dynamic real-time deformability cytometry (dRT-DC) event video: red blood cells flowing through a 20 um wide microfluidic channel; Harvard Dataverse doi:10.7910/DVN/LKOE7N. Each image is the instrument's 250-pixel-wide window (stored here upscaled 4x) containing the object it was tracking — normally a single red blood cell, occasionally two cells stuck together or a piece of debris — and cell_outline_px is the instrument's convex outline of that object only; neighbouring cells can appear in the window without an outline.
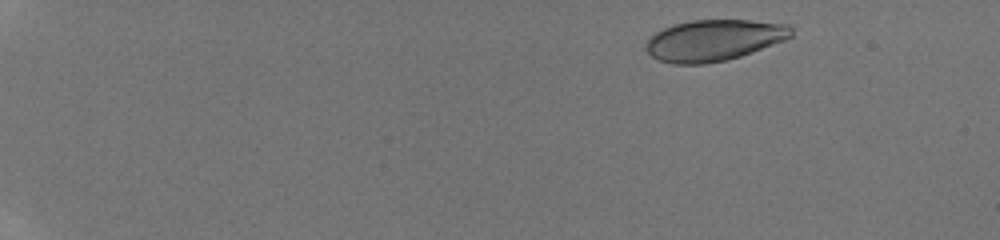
{"species": "human", "species_latin": "Homo sapiens", "temperature_condition": "room temperature", "stored_images_in_passage": 19, "camera_frame_rate_fps": 3000, "um_per_image_px": 0.085, "donor": {"sex": "male"}, "frame": {"image": 1, "passage_image": 4, "time_ms": 1.333, "image_size_px": [1000, 240], "cell_outline_px": [[792, 36], [784, 40], [752, 52], [728, 60], [704, 64], [672, 64], [660, 60], [652, 56], [644, 48], [644, 44], [656, 32], [664, 28], [676, 24], [692, 20], [752, 20], [788, 24], [792, 28]], "centroid_in_image_um": [60.68, 3.42], "position_along_channel_um": 24.3, "area_um2": 34.85}}
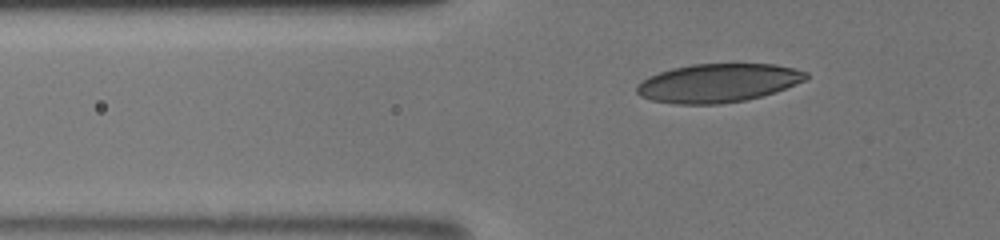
{"frame": {"image": 2, "passage_image": 13, "time_ms": 5.667, "image_size_px": [1000, 240], "cell_outline_px": [[808, 76], [804, 80], [776, 92], [744, 100], [720, 104], [676, 104], [652, 100], [640, 96], [636, 92], [636, 84], [648, 76], [672, 68], [692, 64], [776, 64], [808, 72]], "centroid_in_image_um": [61.0, 7.05], "position_along_channel_um": 64.8, "area_um2": 37.97}}
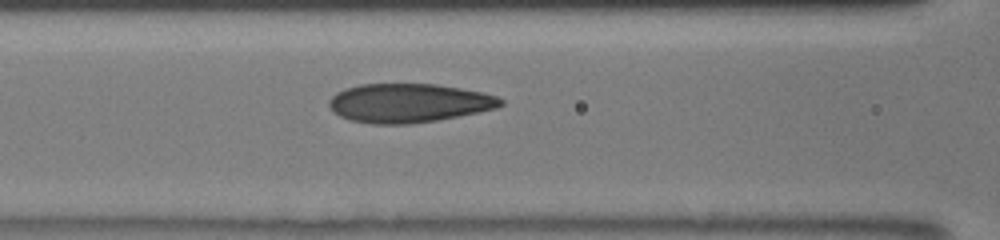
{"frame": {"image": 3, "passage_image": 17, "time_ms": 7.667, "image_size_px": [1000, 240], "cell_outline_px": [[504, 104], [496, 108], [436, 120], [408, 124], [372, 124], [348, 120], [332, 112], [328, 104], [328, 100], [336, 92], [344, 88], [360, 84], [436, 84], [484, 92], [496, 96], [504, 100]], "centroid_in_image_um": [34.69, 8.75], "position_along_channel_um": 131.9, "area_um2": 39.02}}